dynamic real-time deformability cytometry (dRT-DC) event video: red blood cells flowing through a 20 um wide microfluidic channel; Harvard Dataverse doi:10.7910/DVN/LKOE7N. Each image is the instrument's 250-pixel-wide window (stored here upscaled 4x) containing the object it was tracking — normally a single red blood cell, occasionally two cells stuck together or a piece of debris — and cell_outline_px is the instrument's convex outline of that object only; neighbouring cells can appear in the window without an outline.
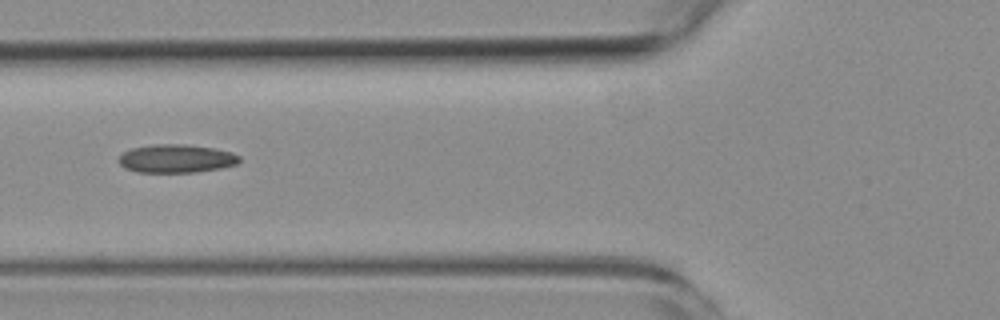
{"species": "common noctule bat (a hibernating species)", "species_latin": "Nyctalus noctula", "temperature_condition": "room temperature", "stored_images_in_passage": 9, "camera_frame_rate_fps": 3000, "um_per_image_px": 0.085, "animal": {"sex": "female", "body_mass_g": 19.3, "forearm_length_mm": 54.1}, "frame": {"image": 1, "passage_image": 6, "time_ms": 7.333, "image_size_px": [1000, 320], "cell_outline_px": [[240, 160], [236, 164], [220, 168], [196, 172], [136, 172], [124, 168], [116, 160], [124, 152], [132, 148], [152, 144], [188, 144], [212, 148], [232, 152], [240, 156]], "centroid_in_image_um": [14.96, 13.48], "position_along_channel_um": 110.8, "area_um2": 20.0}}
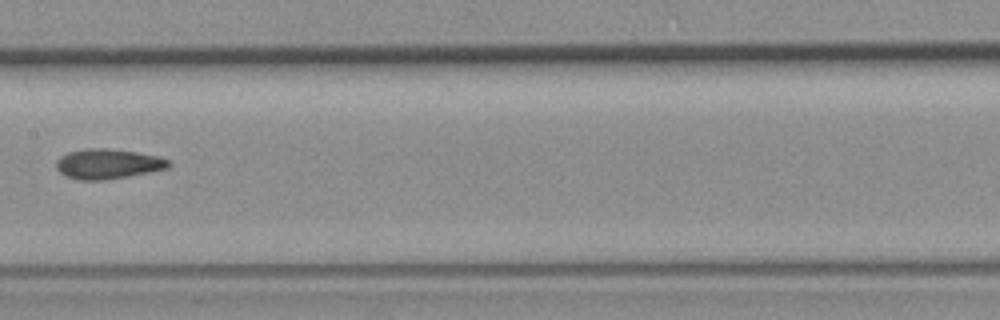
{"frame": {"image": 2, "passage_image": 8, "time_ms": 9.667, "image_size_px": [1000, 320], "cell_outline_px": [[172, 164], [168, 168], [128, 176], [104, 180], [80, 180], [64, 176], [56, 168], [56, 160], [60, 156], [68, 152], [84, 148], [104, 148], [136, 152], [160, 156], [168, 160]], "centroid_in_image_um": [9.15, 13.93], "position_along_channel_um": 198.3, "area_um2": 19.71}}
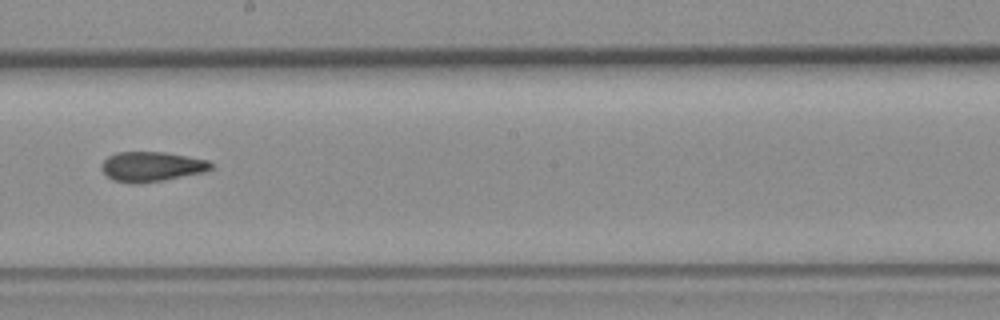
{"frame": {"image": 3, "passage_image": 9, "time_ms": 10.667, "image_size_px": [1000, 320], "cell_outline_px": [[212, 168], [204, 172], [164, 180], [140, 184], [128, 184], [112, 180], [100, 168], [100, 164], [108, 156], [116, 152], [164, 152], [188, 156], [208, 160], [212, 164]], "centroid_in_image_um": [12.85, 14.17], "position_along_channel_um": 235.4, "area_um2": 19.25}}